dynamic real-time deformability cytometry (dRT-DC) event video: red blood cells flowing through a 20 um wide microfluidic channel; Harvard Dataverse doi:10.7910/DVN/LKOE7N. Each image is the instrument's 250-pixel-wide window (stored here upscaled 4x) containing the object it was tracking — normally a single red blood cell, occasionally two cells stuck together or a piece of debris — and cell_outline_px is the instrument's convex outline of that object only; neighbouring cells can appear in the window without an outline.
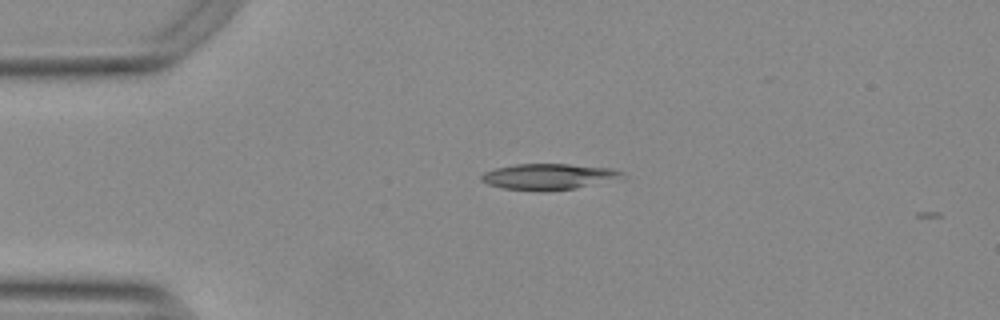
{"species": "Egyptian fruit bat (a non-hibernating species)", "species_latin": "Rousettus aegyptiacus", "temperature_condition": "warm", "stored_images_in_passage": 4, "camera_frame_rate_fps": 3000, "um_per_image_px": 0.085, "animal": {"sex": "female"}, "frame": {"image": 1, "passage_image": 1, "time_ms": 0.0, "image_size_px": [1000, 320], "cell_outline_px": [[624, 172], [576, 188], [544, 192], [540, 192], [504, 188], [488, 184], [480, 180], [480, 176], [484, 172], [496, 168], [516, 164], [568, 164], [612, 168]], "centroid_in_image_um": [46.39, 15.01], "position_along_channel_um": 38.6, "area_um2": 20.46}}